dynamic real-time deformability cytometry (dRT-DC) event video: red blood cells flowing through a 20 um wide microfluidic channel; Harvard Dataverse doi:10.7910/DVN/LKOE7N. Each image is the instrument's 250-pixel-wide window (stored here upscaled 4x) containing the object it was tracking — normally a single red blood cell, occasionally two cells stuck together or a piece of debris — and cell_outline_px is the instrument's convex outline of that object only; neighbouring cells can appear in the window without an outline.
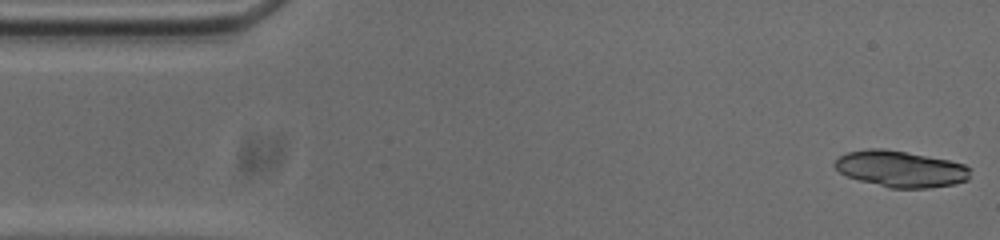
{"species": "common noctule bat (a hibernating species)", "species_latin": "Nyctalus noctula", "temperature_condition": "cold", "stored_images_in_passage": 14, "camera_frame_rate_fps": 3000, "um_per_image_px": 0.085, "animal": {"sex": "male", "body_mass_g": 20.0, "forearm_length_mm": 53.3}, "frame": {"image": 1, "passage_image": 1, "time_ms": 0.0, "image_size_px": [1000, 240], "cell_outline_px": [[972, 168], [968, 180], [956, 184], [928, 188], [888, 188], [860, 180], [848, 176], [840, 172], [832, 164], [840, 156], [848, 152], [868, 148], [880, 148], [904, 152], [948, 160], [964, 164]], "centroid_in_image_um": [76.58, 14.37], "position_along_channel_um": 8.4, "area_um2": 28.61}}